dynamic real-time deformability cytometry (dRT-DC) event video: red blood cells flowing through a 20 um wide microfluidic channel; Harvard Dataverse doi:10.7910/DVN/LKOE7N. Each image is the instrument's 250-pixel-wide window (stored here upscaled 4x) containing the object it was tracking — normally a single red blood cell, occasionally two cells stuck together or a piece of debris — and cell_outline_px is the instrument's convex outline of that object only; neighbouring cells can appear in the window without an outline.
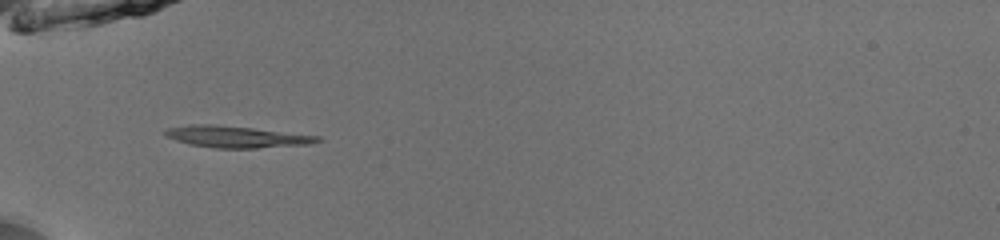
{"species": "common noctule bat (a hibernating species)", "species_latin": "Nyctalus noctula", "temperature_condition": "room temperature", "stored_images_in_passage": 34, "camera_frame_rate_fps": 3000, "um_per_image_px": 0.085, "animal": {"sex": "male", "body_mass_g": 13.0, "forearm_length_mm": 53.1}, "frame": {"image": 1, "passage_image": 1, "time_ms": 0.0, "image_size_px": [1000, 240], "cell_outline_px": [[324, 140], [308, 144], [256, 148], [216, 148], [188, 144], [164, 136], [164, 132], [168, 128], [192, 124], [212, 124], [252, 128], [320, 136]], "centroid_in_image_um": [20.08, 11.62], "position_along_channel_um": 64.9, "area_um2": 19.07}}
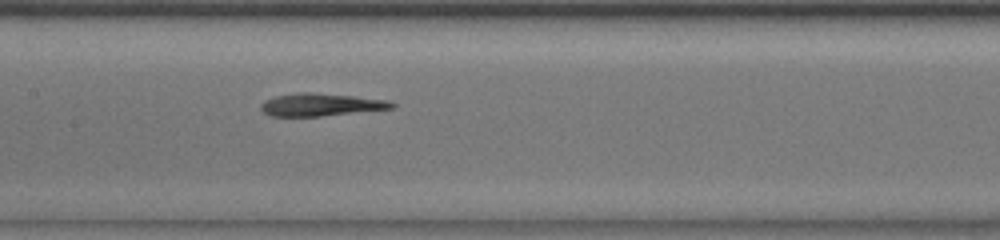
{"frame": {"image": 2, "passage_image": 10, "time_ms": 3.0, "image_size_px": [1000, 240], "cell_outline_px": [[396, 108], [320, 116], [272, 116], [264, 112], [260, 108], [260, 104], [264, 100], [276, 96], [300, 92], [312, 92], [352, 96], [388, 100], [396, 104]], "centroid_in_image_um": [27.28, 8.89], "position_along_channel_um": 180.1, "area_um2": 17.22}}
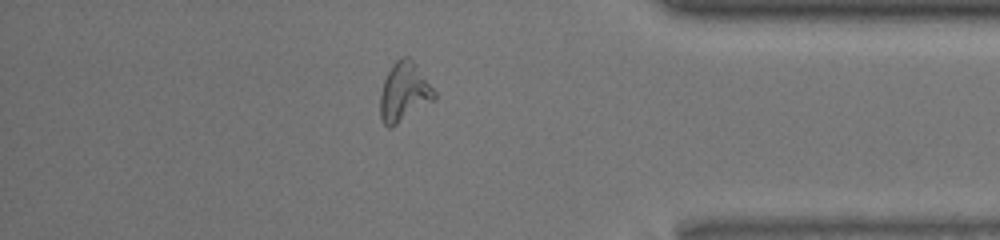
{"frame": {"image": 3, "passage_image": 28, "time_ms": 9.0, "image_size_px": [1000, 240], "cell_outline_px": [[436, 96], [432, 100], [392, 128], [388, 128], [384, 124], [380, 116], [380, 96], [384, 80], [392, 64], [400, 56], [408, 56], [416, 64], [436, 92]], "centroid_in_image_um": [34.32, 7.81], "position_along_channel_um": 400.9, "area_um2": 18.44}}